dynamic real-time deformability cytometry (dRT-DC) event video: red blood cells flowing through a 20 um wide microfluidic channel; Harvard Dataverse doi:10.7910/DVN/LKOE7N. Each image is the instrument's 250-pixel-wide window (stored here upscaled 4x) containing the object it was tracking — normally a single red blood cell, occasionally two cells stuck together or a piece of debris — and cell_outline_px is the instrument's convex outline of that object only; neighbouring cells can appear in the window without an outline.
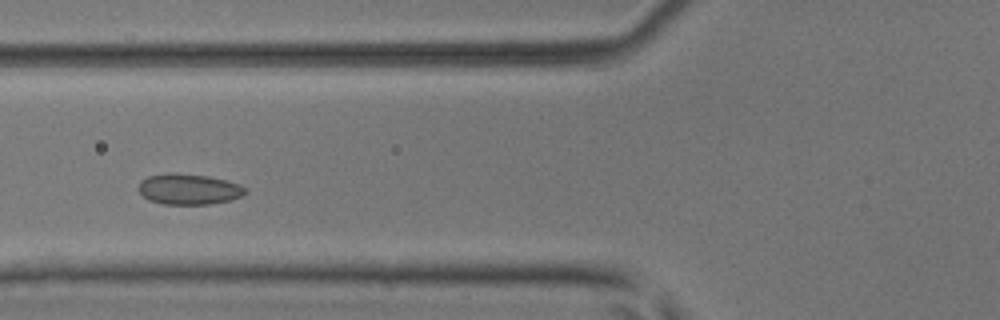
{"species": "common noctule bat (a hibernating species)", "species_latin": "Nyctalus noctula", "temperature_condition": "room temperature", "stored_images_in_passage": 4, "camera_frame_rate_fps": 3000, "um_per_image_px": 0.085, "animal": {"sex": "male", "body_mass_g": 17.9, "forearm_length_mm": 54.2}, "frame": {"image": 1, "passage_image": 4, "time_ms": 1.0, "image_size_px": [1000, 320], "cell_outline_px": [[248, 192], [232, 200], [208, 204], [164, 204], [148, 200], [140, 192], [140, 180], [148, 176], [172, 172], [176, 172], [208, 176], [240, 184], [248, 188]], "centroid_in_image_um": [16.08, 16.07], "position_along_channel_um": 109.7, "area_um2": 19.19}}